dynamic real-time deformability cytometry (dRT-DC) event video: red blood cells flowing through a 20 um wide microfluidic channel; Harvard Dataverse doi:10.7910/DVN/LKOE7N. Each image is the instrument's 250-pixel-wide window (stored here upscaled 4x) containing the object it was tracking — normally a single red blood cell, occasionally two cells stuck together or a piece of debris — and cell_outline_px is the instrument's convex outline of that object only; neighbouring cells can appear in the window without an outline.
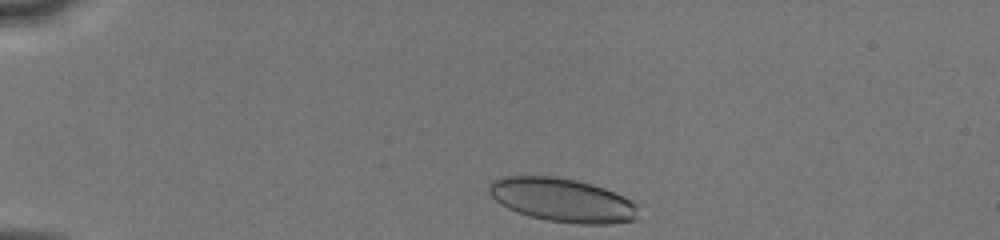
{"species": "human", "species_latin": "Homo sapiens", "temperature_condition": "cold", "stored_images_in_passage": 12, "camera_frame_rate_fps": 3000, "um_per_image_px": 0.085, "donor": {"sex": "male"}, "frame": {"image": 1, "passage_image": 1, "time_ms": 0.0, "image_size_px": [1000, 240], "cell_outline_px": [[636, 220], [608, 224], [576, 224], [548, 220], [528, 216], [516, 212], [500, 204], [488, 192], [488, 184], [492, 180], [500, 176], [556, 176], [576, 180], [592, 184], [604, 188], [624, 196], [636, 204]], "centroid_in_image_um": [47.76, 17.0], "position_along_channel_um": 37.2, "area_um2": 38.15}}
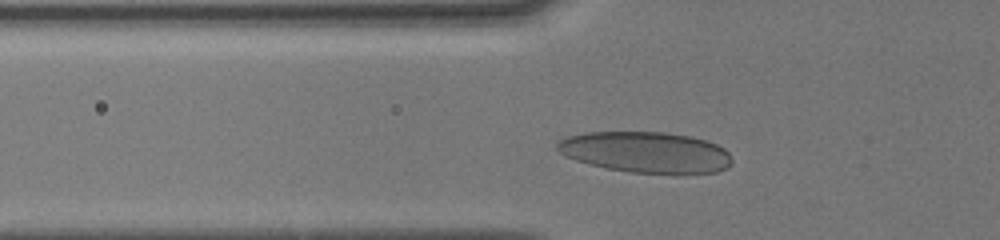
{"frame": {"image": 2, "passage_image": 7, "time_ms": 2.333, "image_size_px": [1000, 240], "cell_outline_px": [[732, 160], [724, 168], [716, 172], [628, 172], [604, 168], [576, 160], [560, 152], [556, 148], [556, 144], [560, 140], [568, 136], [584, 132], [664, 132], [692, 136], [708, 140], [724, 148], [728, 152]], "centroid_in_image_um": [54.87, 12.91], "position_along_channel_um": 70.9, "area_um2": 41.27}}
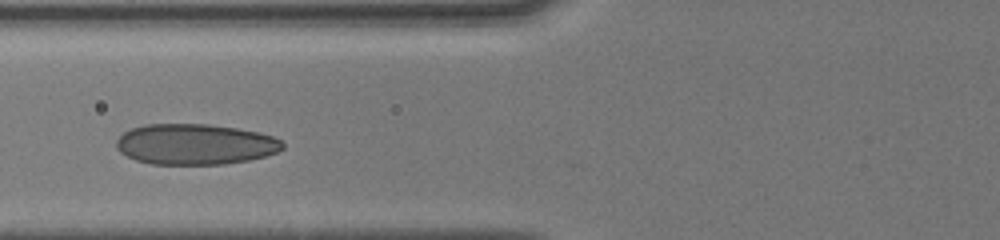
{"frame": {"image": 3, "passage_image": 10, "time_ms": 3.333, "image_size_px": [1000, 240], "cell_outline_px": [[284, 148], [276, 152], [264, 156], [248, 160], [224, 164], [152, 164], [136, 160], [120, 152], [116, 148], [116, 140], [124, 132], [132, 128], [144, 124], [208, 124], [236, 128], [260, 132], [272, 136], [280, 140], [284, 144]], "centroid_in_image_um": [16.58, 12.26], "position_along_channel_um": 109.2, "area_um2": 39.42}}